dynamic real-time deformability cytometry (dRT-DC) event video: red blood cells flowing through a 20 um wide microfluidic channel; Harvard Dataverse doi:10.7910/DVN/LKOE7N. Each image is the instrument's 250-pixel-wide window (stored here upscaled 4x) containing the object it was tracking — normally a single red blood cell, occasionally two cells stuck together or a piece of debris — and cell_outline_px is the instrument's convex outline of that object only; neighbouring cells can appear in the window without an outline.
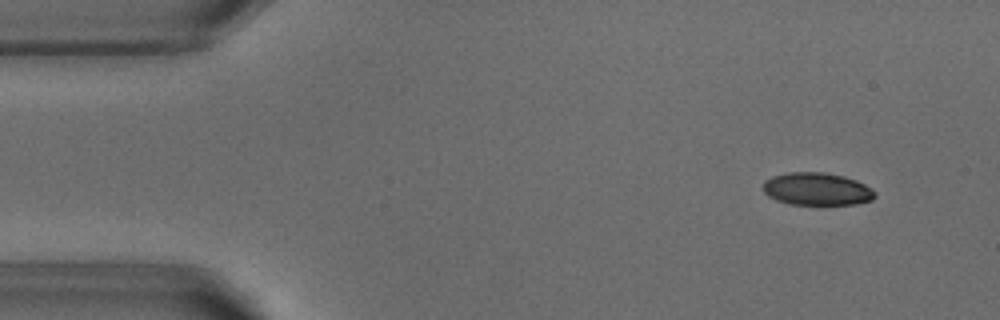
{"species": "common noctule bat (a hibernating species)", "species_latin": "Nyctalus noctula", "temperature_condition": "warm", "stored_images_in_passage": 11, "camera_frame_rate_fps": 3000, "um_per_image_px": 0.085, "animal": {"sex": "male", "body_mass_g": 18.8}, "frame": {"image": 1, "passage_image": 4, "time_ms": 1.0, "image_size_px": [1000, 320], "cell_outline_px": [[876, 196], [872, 200], [856, 204], [788, 204], [776, 200], [768, 196], [764, 192], [764, 180], [772, 176], [788, 172], [824, 172], [844, 176], [856, 180], [872, 188], [876, 192]], "centroid_in_image_um": [69.45, 16.06], "position_along_channel_um": 15.6, "area_um2": 21.39}}